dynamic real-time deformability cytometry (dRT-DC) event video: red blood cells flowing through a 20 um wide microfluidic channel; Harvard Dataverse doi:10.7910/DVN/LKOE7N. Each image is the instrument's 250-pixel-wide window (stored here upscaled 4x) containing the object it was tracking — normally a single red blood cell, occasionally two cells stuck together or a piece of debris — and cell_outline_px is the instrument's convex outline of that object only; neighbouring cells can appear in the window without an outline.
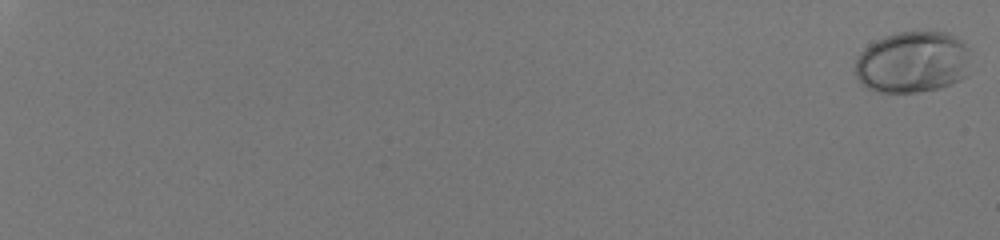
{"species": "human", "species_latin": "Homo sapiens", "temperature_condition": "room temperature", "stored_images_in_passage": 58, "camera_frame_rate_fps": 3000, "um_per_image_px": 0.085, "donor": {"sex": "male"}, "frame": {"image": 1, "passage_image": 1, "time_ms": 0.0, "image_size_px": [1000, 240], "cell_outline_px": [[968, 76], [960, 80], [940, 88], [916, 92], [880, 92], [868, 88], [860, 84], [856, 76], [856, 56], [868, 44], [884, 36], [900, 32], [948, 32], [956, 36], [968, 48]], "centroid_in_image_um": [77.56, 5.28], "position_along_channel_um": 7.4, "area_um2": 41.67}}
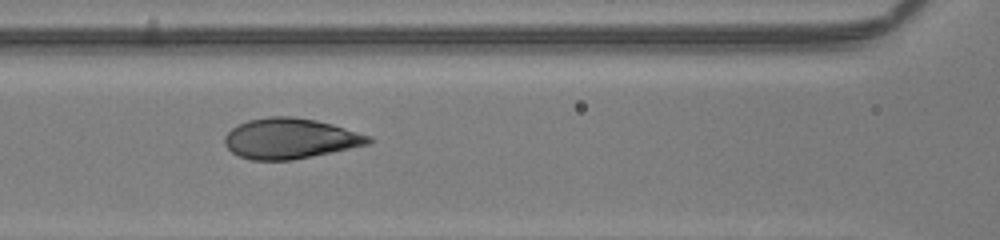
{"frame": {"image": 2, "passage_image": 33, "time_ms": 10.667, "image_size_px": [1000, 240], "cell_outline_px": [[372, 144], [292, 160], [252, 160], [240, 156], [232, 152], [224, 144], [224, 136], [232, 128], [248, 120], [268, 116], [292, 116], [316, 120], [332, 124], [372, 136]], "centroid_in_image_um": [24.68, 11.77], "position_along_channel_um": 141.9, "area_um2": 33.99}}
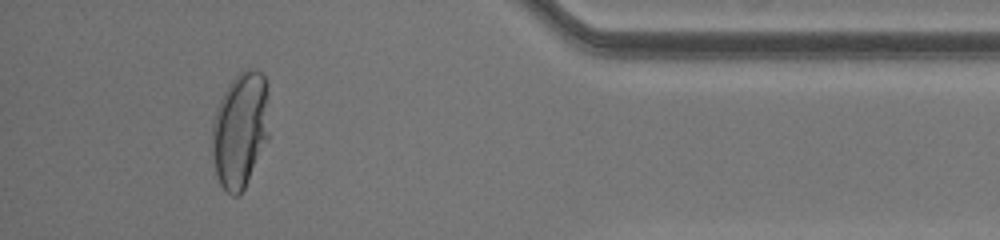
{"frame": {"image": 3, "passage_image": 55, "time_ms": 18.0, "image_size_px": [1000, 240], "cell_outline_px": [[268, 140], [240, 196], [232, 196], [220, 184], [216, 176], [212, 156], [212, 120], [216, 108], [228, 84], [244, 68], [256, 68], [264, 76], [268, 84]], "centroid_in_image_um": [20.42, 11.02], "position_along_channel_um": 414.8, "area_um2": 39.02}, "authors_computed_cell_mechanics": {"area_um2": 35.1135, "velocity_mm_per_s": 4.0739, "shape_relaxation_time_tau1_ms": 2.88, "shape_relaxation_time_tau2_ms": null, "deformation_change_tau1": 0.1969, "deformation_change_tau2": null}}